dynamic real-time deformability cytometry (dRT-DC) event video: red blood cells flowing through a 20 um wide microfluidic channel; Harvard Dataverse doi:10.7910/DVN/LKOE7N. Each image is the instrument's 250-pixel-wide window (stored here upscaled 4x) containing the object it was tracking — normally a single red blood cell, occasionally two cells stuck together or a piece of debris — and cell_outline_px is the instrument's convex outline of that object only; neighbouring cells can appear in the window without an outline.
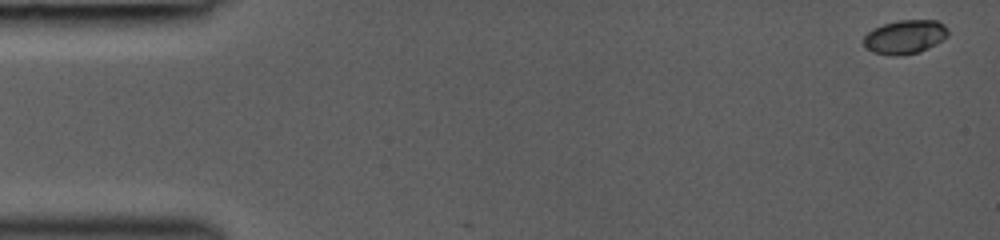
{"species": "common noctule bat (a hibernating species)", "species_latin": "Nyctalus noctula", "temperature_condition": "room temperature", "stored_images_in_passage": 13, "camera_frame_rate_fps": 3000, "um_per_image_px": 0.085, "animal": {"sex": "female", "body_mass_g": 19.0, "forearm_length_mm": 53.3}, "frame": {"image": 1, "passage_image": 1, "time_ms": 0.0, "image_size_px": [1000, 240], "cell_outline_px": [[948, 36], [944, 40], [920, 52], [896, 56], [892, 56], [872, 52], [864, 48], [864, 36], [872, 28], [884, 24], [900, 20], [936, 20], [944, 24], [948, 28]], "centroid_in_image_um": [76.93, 3.14], "position_along_channel_um": 8.1, "area_um2": 16.88}}
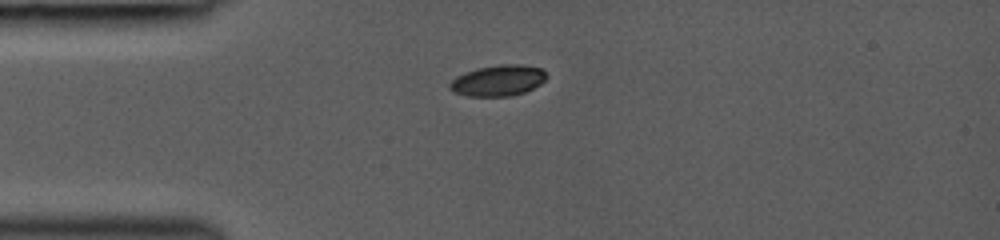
{"frame": {"image": 2, "passage_image": 10, "time_ms": 3.667, "image_size_px": [1000, 240], "cell_outline_px": [[548, 76], [540, 84], [524, 92], [508, 96], [468, 96], [456, 92], [448, 88], [448, 84], [456, 76], [464, 72], [480, 68], [500, 64], [520, 64], [540, 68]], "centroid_in_image_um": [42.32, 6.84], "position_along_channel_um": 42.7, "area_um2": 17.28}}
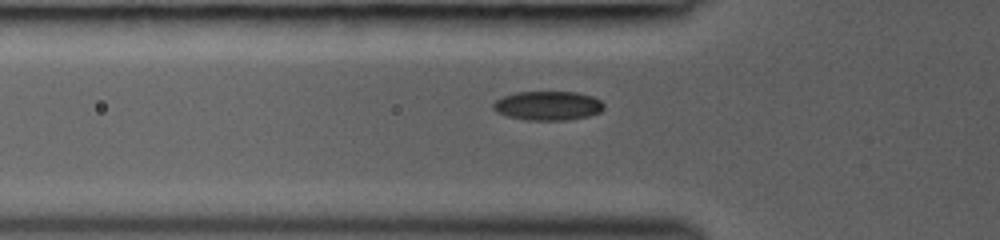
{"frame": {"image": 3, "passage_image": 13, "time_ms": 5.0, "image_size_px": [1000, 240], "cell_outline_px": [[604, 108], [600, 112], [588, 116], [564, 120], [524, 120], [508, 116], [496, 112], [492, 108], [492, 104], [496, 100], [504, 96], [516, 92], [576, 92], [592, 96], [600, 100], [604, 104]], "centroid_in_image_um": [46.56, 8.98], "position_along_channel_um": 79.2, "area_um2": 18.79}}